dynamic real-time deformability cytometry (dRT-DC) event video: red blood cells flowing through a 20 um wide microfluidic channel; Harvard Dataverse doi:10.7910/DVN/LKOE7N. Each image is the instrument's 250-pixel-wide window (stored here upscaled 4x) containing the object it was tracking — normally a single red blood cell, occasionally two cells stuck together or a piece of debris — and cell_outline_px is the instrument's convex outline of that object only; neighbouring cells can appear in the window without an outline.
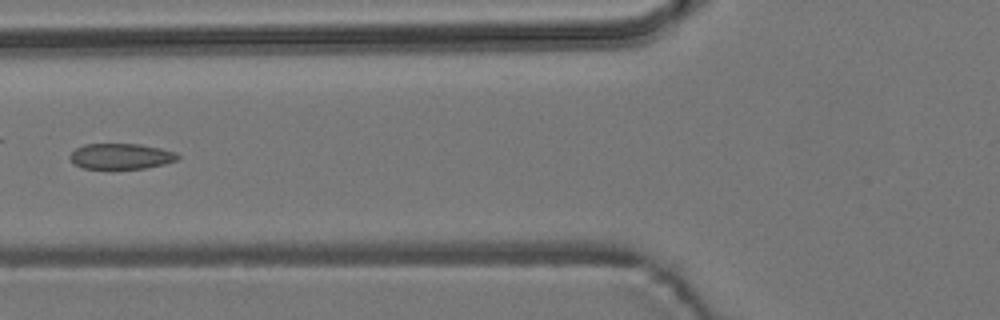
{"species": "common noctule bat (a hibernating species)", "species_latin": "Nyctalus noctula", "temperature_condition": "room temperature", "stored_images_in_passage": 4, "camera_frame_rate_fps": 3000, "um_per_image_px": 0.085, "animal": {"sex": "male", "body_mass_g": 19.2, "forearm_length_mm": 51.8}, "frame": {"image": 1, "passage_image": 4, "time_ms": 3.333, "image_size_px": [1000, 320], "cell_outline_px": [[180, 156], [176, 160], [164, 164], [144, 168], [112, 172], [84, 168], [76, 164], [68, 156], [76, 148], [84, 144], [140, 144], [160, 148], [176, 152]], "centroid_in_image_um": [10.26, 13.33], "position_along_channel_um": 115.5, "area_um2": 16.76}}